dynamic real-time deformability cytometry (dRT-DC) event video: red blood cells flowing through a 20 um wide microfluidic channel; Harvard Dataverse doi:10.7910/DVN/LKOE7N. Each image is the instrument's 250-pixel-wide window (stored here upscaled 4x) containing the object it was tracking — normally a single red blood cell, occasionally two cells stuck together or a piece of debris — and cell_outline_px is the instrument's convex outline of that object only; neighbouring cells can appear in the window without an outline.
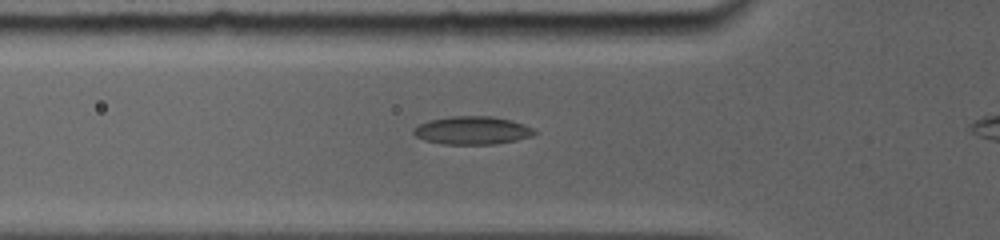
{"species": "common noctule bat (a hibernating species)", "species_latin": "Nyctalus noctula", "temperature_condition": "room temperature", "stored_images_in_passage": 20, "camera_frame_rate_fps": 5000, "um_per_image_px": 0.085, "animal": {"sex": "female", "body_mass_g": 19.0, "forearm_length_mm": 56.7}, "frame": {"image": 1, "passage_image": 6, "time_ms": 3.4, "image_size_px": [1000, 240], "cell_outline_px": [[540, 132], [532, 136], [516, 140], [496, 144], [440, 144], [424, 140], [416, 136], [412, 132], [412, 128], [428, 120], [452, 116], [492, 116], [512, 120], [524, 124]], "centroid_in_image_um": [40.15, 11.08], "position_along_channel_um": 85.6, "area_um2": 20.0}}
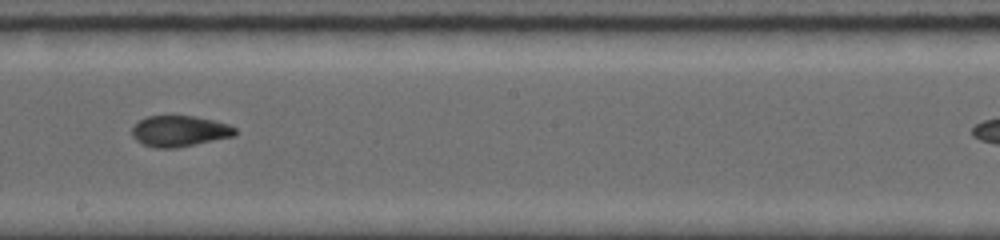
{"frame": {"image": 2, "passage_image": 12, "time_ms": 7.2, "image_size_px": [1000, 240], "cell_outline_px": [[236, 136], [176, 148], [156, 148], [144, 144], [136, 140], [132, 136], [132, 128], [140, 120], [148, 116], [196, 116], [228, 124], [236, 128]], "centroid_in_image_um": [15.28, 11.15], "position_along_channel_um": 232.9, "area_um2": 18.55}}
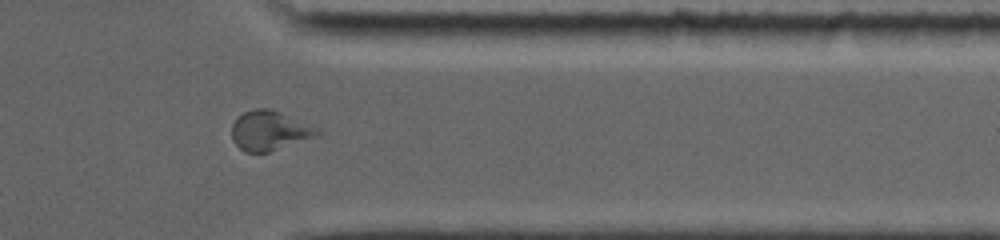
{"frame": {"image": 3, "passage_image": 18, "time_ms": 11.2, "image_size_px": [1000, 240], "cell_outline_px": [[320, 132], [316, 136], [268, 152], [244, 152], [232, 140], [232, 124], [244, 112], [256, 108], [268, 108]], "centroid_in_image_um": [22.78, 11.13], "position_along_channel_um": 388.6, "area_um2": 18.61}}